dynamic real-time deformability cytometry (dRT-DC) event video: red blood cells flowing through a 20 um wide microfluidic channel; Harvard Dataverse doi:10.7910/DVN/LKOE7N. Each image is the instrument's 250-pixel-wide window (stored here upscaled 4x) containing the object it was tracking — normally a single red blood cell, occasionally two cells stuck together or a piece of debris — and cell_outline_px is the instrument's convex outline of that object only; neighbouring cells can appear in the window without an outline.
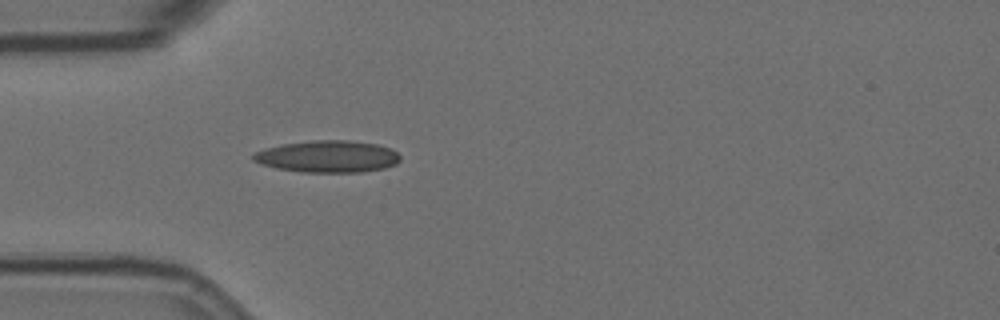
{"species": "Egyptian fruit bat (a non-hibernating species)", "species_latin": "Rousettus aegyptiacus", "temperature_condition": "room temperature", "stored_images_in_passage": 42, "camera_frame_rate_fps": 3000, "um_per_image_px": 0.085, "animal": {"sex": "female"}, "frame": {"image": 1, "passage_image": 1, "time_ms": 0.0, "image_size_px": [1000, 320], "cell_outline_px": [[400, 160], [396, 164], [384, 168], [360, 172], [300, 172], [276, 168], [260, 164], [252, 160], [252, 156], [256, 152], [264, 148], [284, 144], [312, 140], [348, 140], [376, 144], [388, 148], [396, 152], [400, 156]], "centroid_in_image_um": [27.83, 13.3], "position_along_channel_um": 57.2, "area_um2": 27.28}}
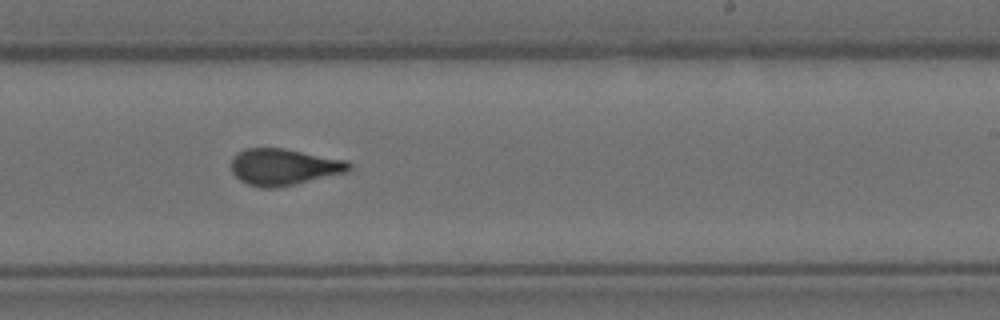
{"frame": {"image": 2, "passage_image": 19, "time_ms": 6.0, "image_size_px": [1000, 320], "cell_outline_px": [[352, 168], [348, 172], [276, 188], [264, 188], [248, 184], [240, 180], [232, 172], [232, 160], [244, 148], [284, 148], [344, 160], [352, 164]], "centroid_in_image_um": [24.14, 14.19], "position_along_channel_um": 264.9, "area_um2": 24.8}}
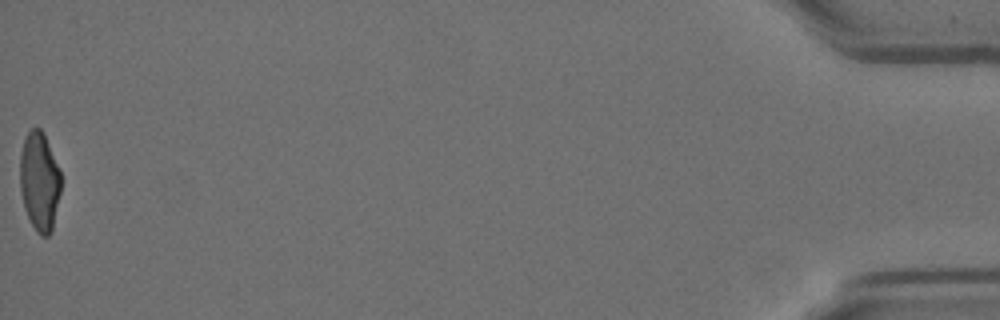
{"frame": {"image": 3, "passage_image": 42, "time_ms": 13.667, "image_size_px": [1000, 320], "cell_outline_px": [[60, 192], [52, 228], [48, 236], [40, 236], [36, 232], [24, 208], [20, 188], [20, 156], [24, 136], [32, 128], [40, 128], [44, 132], [60, 172]], "centroid_in_image_um": [3.34, 15.4], "position_along_channel_um": 431.9, "area_um2": 23.47}, "authors_computed_cell_mechanics": {"area_um2": 24.7962, "velocity_mm_per_s": 3.5237, "shape_relaxation_time_tau1_ms": null, "shape_relaxation_time_tau2_ms": 1.1598, "deformation_change_tau1": null, "deformation_change_tau2": 0.0945}}